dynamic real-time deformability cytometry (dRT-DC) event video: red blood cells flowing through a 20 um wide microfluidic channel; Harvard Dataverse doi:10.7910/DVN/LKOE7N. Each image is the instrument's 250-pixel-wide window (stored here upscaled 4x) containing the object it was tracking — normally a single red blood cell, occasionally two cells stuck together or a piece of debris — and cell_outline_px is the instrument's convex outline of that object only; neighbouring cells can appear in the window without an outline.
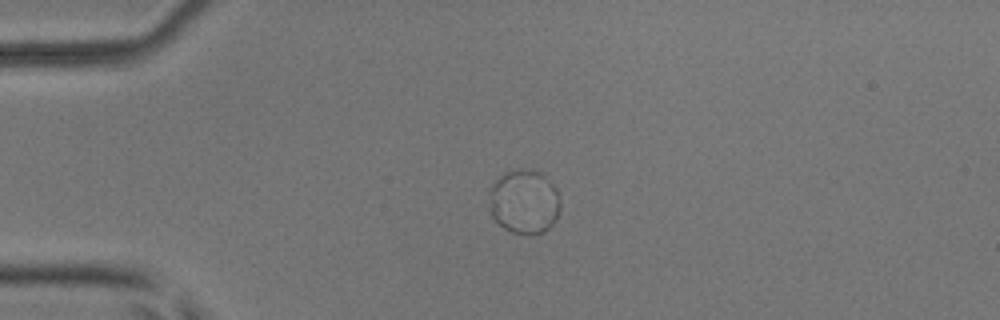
{"species": "common noctule bat (a hibernating species)", "species_latin": "Nyctalus noctula", "temperature_condition": "room temperature", "stored_images_in_passage": 40, "camera_frame_rate_fps": 3000, "um_per_image_px": 0.085, "animal": {"sex": "male", "body_mass_g": 17.9, "forearm_length_mm": 54.2}, "frame": {"image": 1, "passage_image": 1, "time_ms": 0.0, "image_size_px": [1000, 320], "cell_outline_px": [[560, 208], [552, 224], [544, 232], [528, 236], [512, 232], [504, 228], [492, 216], [492, 188], [496, 180], [504, 172], [540, 172], [556, 188], [560, 204]], "centroid_in_image_um": [44.6, 17.21], "position_along_channel_um": 40.4, "area_um2": 25.61}}
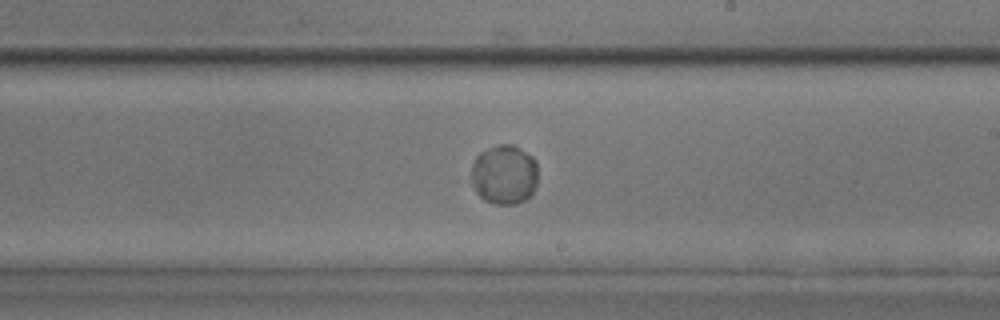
{"frame": {"image": 2, "passage_image": 19, "time_ms": 6.0, "image_size_px": [1000, 320], "cell_outline_px": [[536, 184], [532, 192], [524, 200], [516, 204], [492, 204], [484, 200], [476, 192], [472, 184], [472, 164], [476, 156], [480, 152], [488, 148], [500, 144], [512, 144], [520, 148], [532, 156], [536, 160]], "centroid_in_image_um": [42.84, 14.83], "position_along_channel_um": 246.2, "area_um2": 23.18}}
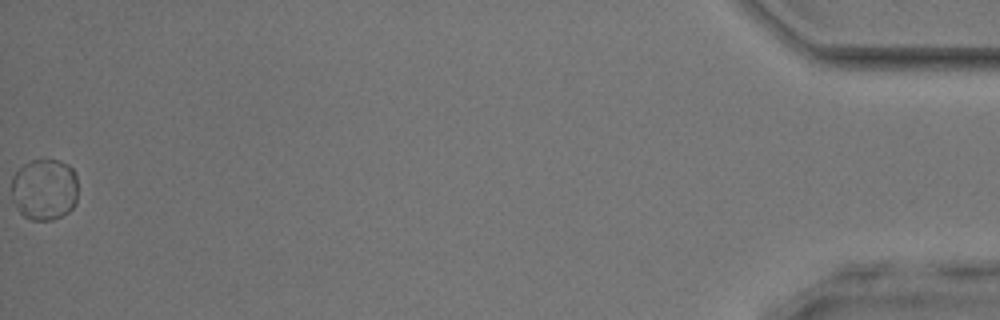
{"frame": {"image": 3, "passage_image": 40, "time_ms": 13.0, "image_size_px": [1000, 320], "cell_outline_px": [[76, 204], [68, 212], [52, 220], [32, 220], [24, 216], [20, 212], [16, 204], [12, 192], [12, 176], [24, 164], [32, 160], [56, 160], [68, 164], [72, 168], [76, 176]], "centroid_in_image_um": [3.79, 16.1], "position_along_channel_um": 431.4, "area_um2": 23.64}}